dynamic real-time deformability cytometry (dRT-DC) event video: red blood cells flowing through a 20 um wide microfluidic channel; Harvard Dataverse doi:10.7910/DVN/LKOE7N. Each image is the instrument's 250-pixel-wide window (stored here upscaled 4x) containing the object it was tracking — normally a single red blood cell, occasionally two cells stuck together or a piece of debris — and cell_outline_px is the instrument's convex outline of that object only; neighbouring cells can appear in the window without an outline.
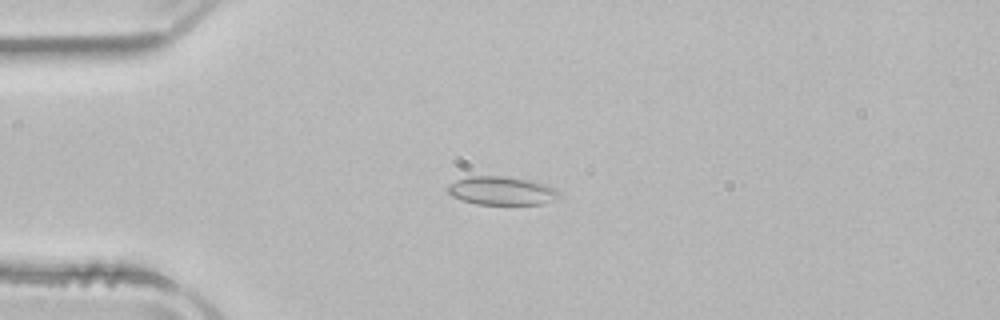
{"species": "common noctule bat (a hibernating species)", "species_latin": "Nyctalus noctula", "temperature_condition": "room temperature", "stored_images_in_passage": 52, "camera_frame_rate_fps": 3000, "um_per_image_px": 0.085, "animal": {"sex": "male", "body_mass_g": 21.5, "forearm_length_mm": 52.0}, "frame": {"image": 1, "passage_image": 13, "time_ms": 4.0, "image_size_px": [1000, 320], "cell_outline_px": [[560, 196], [544, 204], [476, 204], [452, 196], [448, 192], [448, 184], [456, 180], [468, 176], [500, 176], [528, 180], [544, 184], [560, 192]], "centroid_in_image_um": [42.62, 16.21], "position_along_channel_um": 42.4, "area_um2": 18.21}}
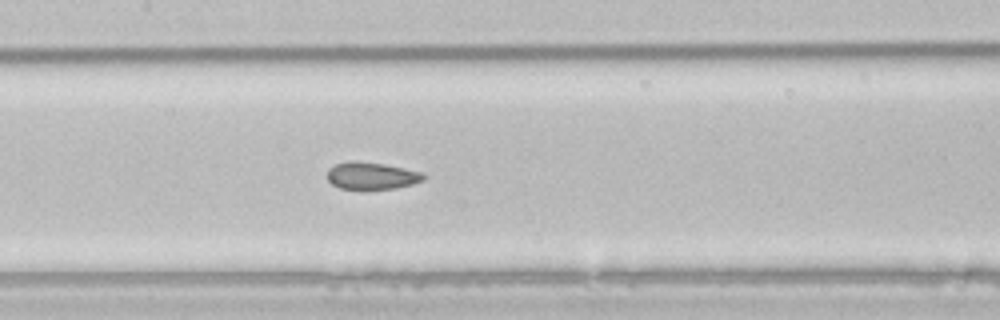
{"frame": {"image": 2, "passage_image": 25, "time_ms": 8.0, "image_size_px": [1000, 320], "cell_outline_px": [[428, 176], [424, 180], [412, 184], [396, 188], [368, 192], [364, 192], [340, 188], [332, 184], [328, 180], [328, 168], [336, 164], [352, 160], [384, 164], [420, 172]], "centroid_in_image_um": [31.57, 14.99], "position_along_channel_um": 175.8, "area_um2": 15.84}}
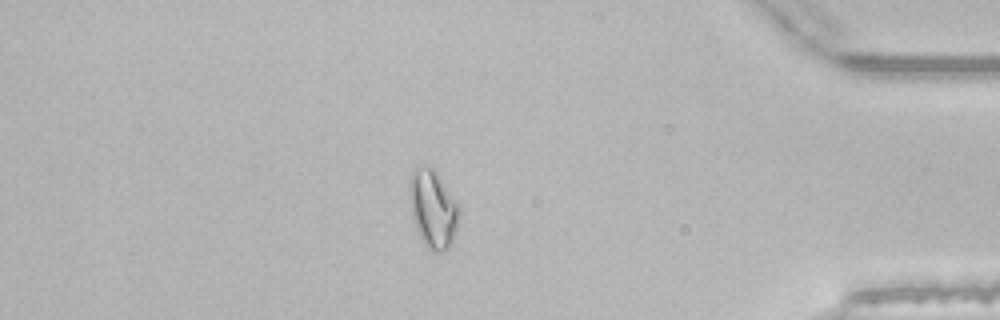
{"frame": {"image": 3, "passage_image": 45, "time_ms": 14.667, "image_size_px": [1000, 320], "cell_outline_px": [[460, 216], [452, 240], [448, 248], [440, 252], [432, 252], [424, 244], [416, 228], [412, 212], [408, 188], [412, 176], [416, 168], [432, 168], [436, 172], [460, 208]], "centroid_in_image_um": [36.81, 17.81], "position_along_channel_um": 398.4, "area_um2": 21.85}, "authors_computed_cell_mechanics": {"area_um2": 17.629, "velocity_mm_per_s": 3.897, "shape_relaxation_time_tau1_ms": null, "shape_relaxation_time_tau2_ms": 1.9089, "deformation_change_tau1": null, "deformation_change_tau2": 0.0643}}